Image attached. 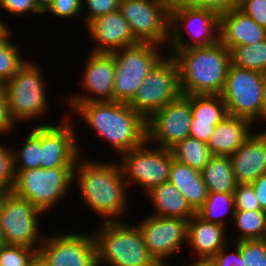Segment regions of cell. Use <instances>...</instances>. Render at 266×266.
Segmentation results:
<instances>
[{"instance_id": "52a82bcc", "label": "cell", "mask_w": 266, "mask_h": 266, "mask_svg": "<svg viewBox=\"0 0 266 266\" xmlns=\"http://www.w3.org/2000/svg\"><path fill=\"white\" fill-rule=\"evenodd\" d=\"M153 43H138L111 52L115 61L113 101L128 103L151 69L164 56Z\"/></svg>"}, {"instance_id": "d6986e66", "label": "cell", "mask_w": 266, "mask_h": 266, "mask_svg": "<svg viewBox=\"0 0 266 266\" xmlns=\"http://www.w3.org/2000/svg\"><path fill=\"white\" fill-rule=\"evenodd\" d=\"M87 32L93 45L94 53H111L119 49L140 43L131 31L130 25L119 10L90 21Z\"/></svg>"}, {"instance_id": "ffe728a7", "label": "cell", "mask_w": 266, "mask_h": 266, "mask_svg": "<svg viewBox=\"0 0 266 266\" xmlns=\"http://www.w3.org/2000/svg\"><path fill=\"white\" fill-rule=\"evenodd\" d=\"M237 184L251 183L266 173V133L252 132L230 156Z\"/></svg>"}, {"instance_id": "9a60e30c", "label": "cell", "mask_w": 266, "mask_h": 266, "mask_svg": "<svg viewBox=\"0 0 266 266\" xmlns=\"http://www.w3.org/2000/svg\"><path fill=\"white\" fill-rule=\"evenodd\" d=\"M191 95H181L147 119V141L171 149L190 136Z\"/></svg>"}, {"instance_id": "ac0fdd59", "label": "cell", "mask_w": 266, "mask_h": 266, "mask_svg": "<svg viewBox=\"0 0 266 266\" xmlns=\"http://www.w3.org/2000/svg\"><path fill=\"white\" fill-rule=\"evenodd\" d=\"M84 66L82 87L88 94H76L67 99L69 103L113 101L115 61L111 53L90 52ZM90 94V95H89Z\"/></svg>"}, {"instance_id": "8992f818", "label": "cell", "mask_w": 266, "mask_h": 266, "mask_svg": "<svg viewBox=\"0 0 266 266\" xmlns=\"http://www.w3.org/2000/svg\"><path fill=\"white\" fill-rule=\"evenodd\" d=\"M26 60L19 70L4 83L9 111L15 123L45 116L49 108L42 69ZM46 87V88H45Z\"/></svg>"}, {"instance_id": "74e56055", "label": "cell", "mask_w": 266, "mask_h": 266, "mask_svg": "<svg viewBox=\"0 0 266 266\" xmlns=\"http://www.w3.org/2000/svg\"><path fill=\"white\" fill-rule=\"evenodd\" d=\"M233 196L236 211L261 210L251 184H237Z\"/></svg>"}, {"instance_id": "4dcf8cb0", "label": "cell", "mask_w": 266, "mask_h": 266, "mask_svg": "<svg viewBox=\"0 0 266 266\" xmlns=\"http://www.w3.org/2000/svg\"><path fill=\"white\" fill-rule=\"evenodd\" d=\"M193 118L197 121L219 124L227 115L226 104L220 95H191Z\"/></svg>"}, {"instance_id": "d6a6232c", "label": "cell", "mask_w": 266, "mask_h": 266, "mask_svg": "<svg viewBox=\"0 0 266 266\" xmlns=\"http://www.w3.org/2000/svg\"><path fill=\"white\" fill-rule=\"evenodd\" d=\"M12 30L0 39V80L5 83L26 62L22 57L19 45L10 41Z\"/></svg>"}, {"instance_id": "11a10c76", "label": "cell", "mask_w": 266, "mask_h": 266, "mask_svg": "<svg viewBox=\"0 0 266 266\" xmlns=\"http://www.w3.org/2000/svg\"><path fill=\"white\" fill-rule=\"evenodd\" d=\"M3 244V237H2V234H1V229H0V245Z\"/></svg>"}, {"instance_id": "f6af8a7d", "label": "cell", "mask_w": 266, "mask_h": 266, "mask_svg": "<svg viewBox=\"0 0 266 266\" xmlns=\"http://www.w3.org/2000/svg\"><path fill=\"white\" fill-rule=\"evenodd\" d=\"M240 0H201V8L214 10L218 14L237 8Z\"/></svg>"}, {"instance_id": "4316f807", "label": "cell", "mask_w": 266, "mask_h": 266, "mask_svg": "<svg viewBox=\"0 0 266 266\" xmlns=\"http://www.w3.org/2000/svg\"><path fill=\"white\" fill-rule=\"evenodd\" d=\"M170 150L174 160L198 171H202L214 156L207 143L190 136L176 144Z\"/></svg>"}, {"instance_id": "7c38bea8", "label": "cell", "mask_w": 266, "mask_h": 266, "mask_svg": "<svg viewBox=\"0 0 266 266\" xmlns=\"http://www.w3.org/2000/svg\"><path fill=\"white\" fill-rule=\"evenodd\" d=\"M220 14L208 8H183L170 14L168 49L205 47L219 41ZM189 35L185 40L182 29ZM193 40V42H192Z\"/></svg>"}, {"instance_id": "603a6c76", "label": "cell", "mask_w": 266, "mask_h": 266, "mask_svg": "<svg viewBox=\"0 0 266 266\" xmlns=\"http://www.w3.org/2000/svg\"><path fill=\"white\" fill-rule=\"evenodd\" d=\"M253 126L247 119L227 115L215 126L207 145L214 156H231L251 135Z\"/></svg>"}, {"instance_id": "5bb4252c", "label": "cell", "mask_w": 266, "mask_h": 266, "mask_svg": "<svg viewBox=\"0 0 266 266\" xmlns=\"http://www.w3.org/2000/svg\"><path fill=\"white\" fill-rule=\"evenodd\" d=\"M37 253L47 266H98L93 233L62 232L45 236Z\"/></svg>"}, {"instance_id": "9f6ffc18", "label": "cell", "mask_w": 266, "mask_h": 266, "mask_svg": "<svg viewBox=\"0 0 266 266\" xmlns=\"http://www.w3.org/2000/svg\"><path fill=\"white\" fill-rule=\"evenodd\" d=\"M4 85V83L0 80V86H3Z\"/></svg>"}, {"instance_id": "ee69618b", "label": "cell", "mask_w": 266, "mask_h": 266, "mask_svg": "<svg viewBox=\"0 0 266 266\" xmlns=\"http://www.w3.org/2000/svg\"><path fill=\"white\" fill-rule=\"evenodd\" d=\"M215 126L213 122L197 121L192 119L190 127V137L196 138L207 143L212 135Z\"/></svg>"}, {"instance_id": "7dc6e473", "label": "cell", "mask_w": 266, "mask_h": 266, "mask_svg": "<svg viewBox=\"0 0 266 266\" xmlns=\"http://www.w3.org/2000/svg\"><path fill=\"white\" fill-rule=\"evenodd\" d=\"M165 6L167 12L172 14L174 11L183 8H201V0H166Z\"/></svg>"}, {"instance_id": "1f68e13d", "label": "cell", "mask_w": 266, "mask_h": 266, "mask_svg": "<svg viewBox=\"0 0 266 266\" xmlns=\"http://www.w3.org/2000/svg\"><path fill=\"white\" fill-rule=\"evenodd\" d=\"M231 65L266 72V39L254 45L235 46L230 49Z\"/></svg>"}, {"instance_id": "30bf717a", "label": "cell", "mask_w": 266, "mask_h": 266, "mask_svg": "<svg viewBox=\"0 0 266 266\" xmlns=\"http://www.w3.org/2000/svg\"><path fill=\"white\" fill-rule=\"evenodd\" d=\"M220 96L228 115L247 119L253 125L262 121L263 73L230 64Z\"/></svg>"}, {"instance_id": "44dd1931", "label": "cell", "mask_w": 266, "mask_h": 266, "mask_svg": "<svg viewBox=\"0 0 266 266\" xmlns=\"http://www.w3.org/2000/svg\"><path fill=\"white\" fill-rule=\"evenodd\" d=\"M266 39V29L238 8L220 14L219 41L229 50Z\"/></svg>"}, {"instance_id": "681fc988", "label": "cell", "mask_w": 266, "mask_h": 266, "mask_svg": "<svg viewBox=\"0 0 266 266\" xmlns=\"http://www.w3.org/2000/svg\"><path fill=\"white\" fill-rule=\"evenodd\" d=\"M262 120L266 122V72L263 73Z\"/></svg>"}, {"instance_id": "f1b7e54d", "label": "cell", "mask_w": 266, "mask_h": 266, "mask_svg": "<svg viewBox=\"0 0 266 266\" xmlns=\"http://www.w3.org/2000/svg\"><path fill=\"white\" fill-rule=\"evenodd\" d=\"M234 227L238 233L236 241L266 239V212L263 210L235 211Z\"/></svg>"}, {"instance_id": "f35d334b", "label": "cell", "mask_w": 266, "mask_h": 266, "mask_svg": "<svg viewBox=\"0 0 266 266\" xmlns=\"http://www.w3.org/2000/svg\"><path fill=\"white\" fill-rule=\"evenodd\" d=\"M82 0H53L44 11L60 18H79L82 16Z\"/></svg>"}, {"instance_id": "e575fe53", "label": "cell", "mask_w": 266, "mask_h": 266, "mask_svg": "<svg viewBox=\"0 0 266 266\" xmlns=\"http://www.w3.org/2000/svg\"><path fill=\"white\" fill-rule=\"evenodd\" d=\"M37 254V249L20 245H0V265L27 266Z\"/></svg>"}, {"instance_id": "836d02e7", "label": "cell", "mask_w": 266, "mask_h": 266, "mask_svg": "<svg viewBox=\"0 0 266 266\" xmlns=\"http://www.w3.org/2000/svg\"><path fill=\"white\" fill-rule=\"evenodd\" d=\"M241 252V266H266V239L231 242Z\"/></svg>"}, {"instance_id": "d4e9b609", "label": "cell", "mask_w": 266, "mask_h": 266, "mask_svg": "<svg viewBox=\"0 0 266 266\" xmlns=\"http://www.w3.org/2000/svg\"><path fill=\"white\" fill-rule=\"evenodd\" d=\"M152 202V215L160 217L190 220L196 212L190 207L183 194L170 182L166 181L147 195Z\"/></svg>"}, {"instance_id": "277c9868", "label": "cell", "mask_w": 266, "mask_h": 266, "mask_svg": "<svg viewBox=\"0 0 266 266\" xmlns=\"http://www.w3.org/2000/svg\"><path fill=\"white\" fill-rule=\"evenodd\" d=\"M128 224L125 221L101 222L93 232L97 265L159 266L150 256L138 226Z\"/></svg>"}, {"instance_id": "f5cc1de1", "label": "cell", "mask_w": 266, "mask_h": 266, "mask_svg": "<svg viewBox=\"0 0 266 266\" xmlns=\"http://www.w3.org/2000/svg\"><path fill=\"white\" fill-rule=\"evenodd\" d=\"M53 0H35L38 7L44 12Z\"/></svg>"}, {"instance_id": "f907efd6", "label": "cell", "mask_w": 266, "mask_h": 266, "mask_svg": "<svg viewBox=\"0 0 266 266\" xmlns=\"http://www.w3.org/2000/svg\"><path fill=\"white\" fill-rule=\"evenodd\" d=\"M27 266H47L46 262L41 258V256L37 253Z\"/></svg>"}, {"instance_id": "f546056e", "label": "cell", "mask_w": 266, "mask_h": 266, "mask_svg": "<svg viewBox=\"0 0 266 266\" xmlns=\"http://www.w3.org/2000/svg\"><path fill=\"white\" fill-rule=\"evenodd\" d=\"M33 128L25 138L21 149L18 148V151H12L14 170H29L41 167V124Z\"/></svg>"}, {"instance_id": "8fae6325", "label": "cell", "mask_w": 266, "mask_h": 266, "mask_svg": "<svg viewBox=\"0 0 266 266\" xmlns=\"http://www.w3.org/2000/svg\"><path fill=\"white\" fill-rule=\"evenodd\" d=\"M149 144L146 141L143 145L119 156L128 188L129 185L136 184L140 189L143 188L146 194L168 181L170 166L174 160L170 149L149 148Z\"/></svg>"}, {"instance_id": "d590c367", "label": "cell", "mask_w": 266, "mask_h": 266, "mask_svg": "<svg viewBox=\"0 0 266 266\" xmlns=\"http://www.w3.org/2000/svg\"><path fill=\"white\" fill-rule=\"evenodd\" d=\"M120 0H82V13L85 15L84 22L88 24L90 21L104 16L110 12L118 10ZM85 7V8H84Z\"/></svg>"}, {"instance_id": "ab89813d", "label": "cell", "mask_w": 266, "mask_h": 266, "mask_svg": "<svg viewBox=\"0 0 266 266\" xmlns=\"http://www.w3.org/2000/svg\"><path fill=\"white\" fill-rule=\"evenodd\" d=\"M237 8L266 29V0H240Z\"/></svg>"}, {"instance_id": "7402d4cb", "label": "cell", "mask_w": 266, "mask_h": 266, "mask_svg": "<svg viewBox=\"0 0 266 266\" xmlns=\"http://www.w3.org/2000/svg\"><path fill=\"white\" fill-rule=\"evenodd\" d=\"M226 227L205 222L196 214L188 221L187 243L198 258H210L228 245Z\"/></svg>"}, {"instance_id": "7a4b0ae2", "label": "cell", "mask_w": 266, "mask_h": 266, "mask_svg": "<svg viewBox=\"0 0 266 266\" xmlns=\"http://www.w3.org/2000/svg\"><path fill=\"white\" fill-rule=\"evenodd\" d=\"M68 105L81 116L79 120L95 130L97 138L106 140L120 156L147 141V119L127 103L93 101Z\"/></svg>"}, {"instance_id": "c3c4849f", "label": "cell", "mask_w": 266, "mask_h": 266, "mask_svg": "<svg viewBox=\"0 0 266 266\" xmlns=\"http://www.w3.org/2000/svg\"><path fill=\"white\" fill-rule=\"evenodd\" d=\"M197 260L191 263L189 266H217V263L214 261L212 257L210 258H197ZM188 266V265H186Z\"/></svg>"}, {"instance_id": "83f0119b", "label": "cell", "mask_w": 266, "mask_h": 266, "mask_svg": "<svg viewBox=\"0 0 266 266\" xmlns=\"http://www.w3.org/2000/svg\"><path fill=\"white\" fill-rule=\"evenodd\" d=\"M235 211L233 193L208 192L203 206L196 212V215L205 222L227 227L228 222L224 217L228 213L233 219Z\"/></svg>"}, {"instance_id": "bcb514c9", "label": "cell", "mask_w": 266, "mask_h": 266, "mask_svg": "<svg viewBox=\"0 0 266 266\" xmlns=\"http://www.w3.org/2000/svg\"><path fill=\"white\" fill-rule=\"evenodd\" d=\"M250 184L254 189L261 210L266 212V173L259 176Z\"/></svg>"}, {"instance_id": "8d00e7d4", "label": "cell", "mask_w": 266, "mask_h": 266, "mask_svg": "<svg viewBox=\"0 0 266 266\" xmlns=\"http://www.w3.org/2000/svg\"><path fill=\"white\" fill-rule=\"evenodd\" d=\"M12 151L0 143V194L10 192L14 182Z\"/></svg>"}, {"instance_id": "816d5d0a", "label": "cell", "mask_w": 266, "mask_h": 266, "mask_svg": "<svg viewBox=\"0 0 266 266\" xmlns=\"http://www.w3.org/2000/svg\"><path fill=\"white\" fill-rule=\"evenodd\" d=\"M10 31L11 29L0 19V39H3Z\"/></svg>"}, {"instance_id": "7bdbcfd3", "label": "cell", "mask_w": 266, "mask_h": 266, "mask_svg": "<svg viewBox=\"0 0 266 266\" xmlns=\"http://www.w3.org/2000/svg\"><path fill=\"white\" fill-rule=\"evenodd\" d=\"M235 252H228L227 245L217 252L212 258L217 263V266H241L240 249L234 245Z\"/></svg>"}, {"instance_id": "6da1fadb", "label": "cell", "mask_w": 266, "mask_h": 266, "mask_svg": "<svg viewBox=\"0 0 266 266\" xmlns=\"http://www.w3.org/2000/svg\"><path fill=\"white\" fill-rule=\"evenodd\" d=\"M75 182H78L82 202L89 210L104 222L121 221L129 197L119 160L109 163L79 157L74 168Z\"/></svg>"}, {"instance_id": "2e32d148", "label": "cell", "mask_w": 266, "mask_h": 266, "mask_svg": "<svg viewBox=\"0 0 266 266\" xmlns=\"http://www.w3.org/2000/svg\"><path fill=\"white\" fill-rule=\"evenodd\" d=\"M188 220L151 215L137 224L150 256L159 266H170L166 258L180 252L187 242Z\"/></svg>"}, {"instance_id": "484cf974", "label": "cell", "mask_w": 266, "mask_h": 266, "mask_svg": "<svg viewBox=\"0 0 266 266\" xmlns=\"http://www.w3.org/2000/svg\"><path fill=\"white\" fill-rule=\"evenodd\" d=\"M208 192L233 193L237 182L230 156H213L201 171Z\"/></svg>"}, {"instance_id": "db71d44e", "label": "cell", "mask_w": 266, "mask_h": 266, "mask_svg": "<svg viewBox=\"0 0 266 266\" xmlns=\"http://www.w3.org/2000/svg\"><path fill=\"white\" fill-rule=\"evenodd\" d=\"M152 1L158 2L163 5H165V2H166V0H152Z\"/></svg>"}, {"instance_id": "b9f144b4", "label": "cell", "mask_w": 266, "mask_h": 266, "mask_svg": "<svg viewBox=\"0 0 266 266\" xmlns=\"http://www.w3.org/2000/svg\"><path fill=\"white\" fill-rule=\"evenodd\" d=\"M14 124L15 121L11 117L6 90L3 85L0 86V133L2 135L7 132L10 134V131H13L12 129H14Z\"/></svg>"}, {"instance_id": "60d3db41", "label": "cell", "mask_w": 266, "mask_h": 266, "mask_svg": "<svg viewBox=\"0 0 266 266\" xmlns=\"http://www.w3.org/2000/svg\"><path fill=\"white\" fill-rule=\"evenodd\" d=\"M0 8L20 17L31 12L44 15V12L38 7L35 0H0Z\"/></svg>"}, {"instance_id": "9c48e42d", "label": "cell", "mask_w": 266, "mask_h": 266, "mask_svg": "<svg viewBox=\"0 0 266 266\" xmlns=\"http://www.w3.org/2000/svg\"><path fill=\"white\" fill-rule=\"evenodd\" d=\"M42 213L27 199L11 191L0 194V229L3 244L38 250L44 238V233L39 234V217L43 216Z\"/></svg>"}, {"instance_id": "cb8c5ba5", "label": "cell", "mask_w": 266, "mask_h": 266, "mask_svg": "<svg viewBox=\"0 0 266 266\" xmlns=\"http://www.w3.org/2000/svg\"><path fill=\"white\" fill-rule=\"evenodd\" d=\"M168 181L183 194L195 212L203 206L208 196V190L201 171L173 160Z\"/></svg>"}, {"instance_id": "5b68a950", "label": "cell", "mask_w": 266, "mask_h": 266, "mask_svg": "<svg viewBox=\"0 0 266 266\" xmlns=\"http://www.w3.org/2000/svg\"><path fill=\"white\" fill-rule=\"evenodd\" d=\"M75 167L14 170L11 192L27 199L44 214L70 191Z\"/></svg>"}, {"instance_id": "3957f363", "label": "cell", "mask_w": 266, "mask_h": 266, "mask_svg": "<svg viewBox=\"0 0 266 266\" xmlns=\"http://www.w3.org/2000/svg\"><path fill=\"white\" fill-rule=\"evenodd\" d=\"M178 64L182 95H220L230 50L220 41L211 46L168 50Z\"/></svg>"}, {"instance_id": "e0dca14e", "label": "cell", "mask_w": 266, "mask_h": 266, "mask_svg": "<svg viewBox=\"0 0 266 266\" xmlns=\"http://www.w3.org/2000/svg\"><path fill=\"white\" fill-rule=\"evenodd\" d=\"M67 117L60 122V126L39 123L41 124V168L75 167L77 159L81 156L82 149L78 147L79 140L76 139L73 120Z\"/></svg>"}, {"instance_id": "4fadbf2b", "label": "cell", "mask_w": 266, "mask_h": 266, "mask_svg": "<svg viewBox=\"0 0 266 266\" xmlns=\"http://www.w3.org/2000/svg\"><path fill=\"white\" fill-rule=\"evenodd\" d=\"M118 10L140 43L166 46L170 36V14L166 6L152 0H120Z\"/></svg>"}, {"instance_id": "ba28073f", "label": "cell", "mask_w": 266, "mask_h": 266, "mask_svg": "<svg viewBox=\"0 0 266 266\" xmlns=\"http://www.w3.org/2000/svg\"><path fill=\"white\" fill-rule=\"evenodd\" d=\"M181 95L178 64L168 52V55L163 56L151 69L127 104L148 119L154 112Z\"/></svg>"}]
</instances>
